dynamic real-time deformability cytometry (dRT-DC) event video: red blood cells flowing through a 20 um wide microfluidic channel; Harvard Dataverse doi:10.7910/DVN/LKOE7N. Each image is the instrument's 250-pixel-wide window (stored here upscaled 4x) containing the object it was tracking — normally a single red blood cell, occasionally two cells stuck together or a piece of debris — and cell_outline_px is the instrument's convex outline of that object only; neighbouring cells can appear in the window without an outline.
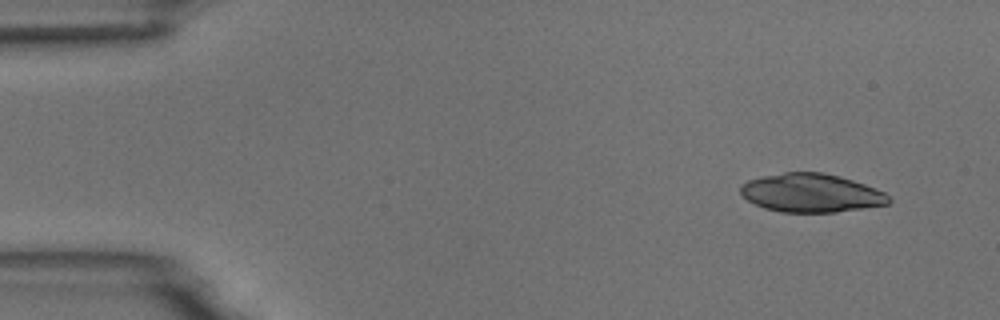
{"species": "common noctule bat (a hibernating species)", "species_latin": "Nyctalus noctula", "temperature_condition": "room temperature", "stored_images_in_passage": 4, "camera_frame_rate_fps": 3000, "um_per_image_px": 0.085, "animal": {"sex": "male", "body_mass_g": 18.8}, "frame": {"image": 1, "passage_image": 1, "time_ms": 0.0, "image_size_px": [1000, 320], "cell_outline_px": [[892, 200], [888, 204], [864, 208], [836, 212], [780, 212], [764, 208], [748, 200], [740, 192], [740, 184], [748, 180], [764, 176], [784, 172], [820, 172], [840, 176], [876, 188], [884, 192]], "centroid_in_image_um": [68.95, 16.4], "position_along_channel_um": 16.0, "area_um2": 33.23}}